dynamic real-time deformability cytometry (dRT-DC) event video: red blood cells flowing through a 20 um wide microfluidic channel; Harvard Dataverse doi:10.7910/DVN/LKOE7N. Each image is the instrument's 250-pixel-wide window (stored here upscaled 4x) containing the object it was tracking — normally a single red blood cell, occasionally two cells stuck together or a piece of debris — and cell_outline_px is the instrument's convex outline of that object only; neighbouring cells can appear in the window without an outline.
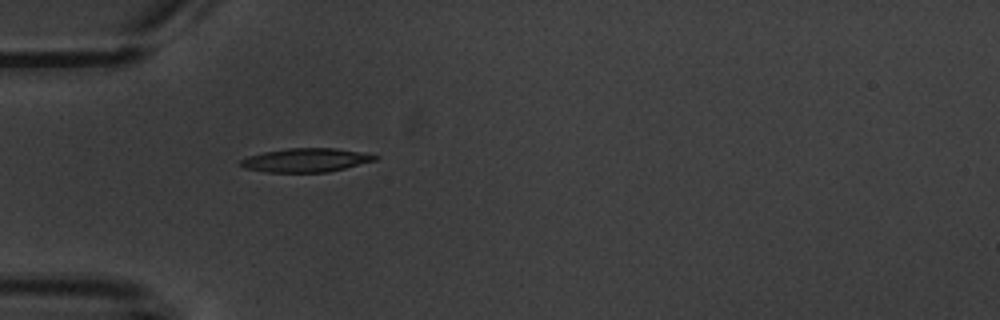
{"species": "common noctule bat (a hibernating species)", "species_latin": "Nyctalus noctula", "temperature_condition": "warm", "stored_images_in_passage": 1, "camera_frame_rate_fps": 3000, "um_per_image_px": 0.085, "animal": {"sex": "male", "body_mass_g": 20.1, "forearm_length_mm": 53.5}, "frame": {"image": 1, "passage_image": 1, "time_ms": 0.0, "image_size_px": [1000, 320], "cell_outline_px": [[380, 156], [376, 160], [328, 172], [264, 172], [244, 168], [236, 164], [240, 160], [248, 156], [264, 152], [288, 148], [336, 148], [360, 152]], "centroid_in_image_um": [25.94, 13.61], "position_along_channel_um": 59.1, "area_um2": 18.61}}